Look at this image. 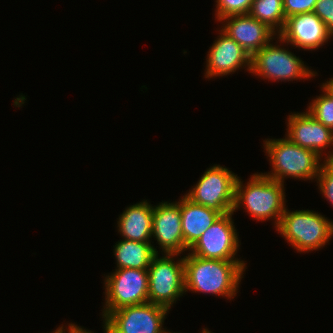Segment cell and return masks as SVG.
I'll return each instance as SVG.
<instances>
[{
  "instance_id": "29",
  "label": "cell",
  "mask_w": 333,
  "mask_h": 333,
  "mask_svg": "<svg viewBox=\"0 0 333 333\" xmlns=\"http://www.w3.org/2000/svg\"><path fill=\"white\" fill-rule=\"evenodd\" d=\"M161 333H171V332L163 330Z\"/></svg>"
},
{
  "instance_id": "26",
  "label": "cell",
  "mask_w": 333,
  "mask_h": 333,
  "mask_svg": "<svg viewBox=\"0 0 333 333\" xmlns=\"http://www.w3.org/2000/svg\"><path fill=\"white\" fill-rule=\"evenodd\" d=\"M322 89L333 98V77L326 81V83H323Z\"/></svg>"
},
{
  "instance_id": "4",
  "label": "cell",
  "mask_w": 333,
  "mask_h": 333,
  "mask_svg": "<svg viewBox=\"0 0 333 333\" xmlns=\"http://www.w3.org/2000/svg\"><path fill=\"white\" fill-rule=\"evenodd\" d=\"M276 230L298 252L318 250L333 236V221L313 210L287 211Z\"/></svg>"
},
{
  "instance_id": "13",
  "label": "cell",
  "mask_w": 333,
  "mask_h": 333,
  "mask_svg": "<svg viewBox=\"0 0 333 333\" xmlns=\"http://www.w3.org/2000/svg\"><path fill=\"white\" fill-rule=\"evenodd\" d=\"M207 54L206 78L229 75L247 67L251 71V56L222 29Z\"/></svg>"
},
{
  "instance_id": "5",
  "label": "cell",
  "mask_w": 333,
  "mask_h": 333,
  "mask_svg": "<svg viewBox=\"0 0 333 333\" xmlns=\"http://www.w3.org/2000/svg\"><path fill=\"white\" fill-rule=\"evenodd\" d=\"M158 255L153 257L148 267V299L170 309L185 293L184 256L175 262L174 256L180 254Z\"/></svg>"
},
{
  "instance_id": "15",
  "label": "cell",
  "mask_w": 333,
  "mask_h": 333,
  "mask_svg": "<svg viewBox=\"0 0 333 333\" xmlns=\"http://www.w3.org/2000/svg\"><path fill=\"white\" fill-rule=\"evenodd\" d=\"M287 138L303 148L315 151L320 157L327 147H333V131L317 121L308 111L288 116Z\"/></svg>"
},
{
  "instance_id": "16",
  "label": "cell",
  "mask_w": 333,
  "mask_h": 333,
  "mask_svg": "<svg viewBox=\"0 0 333 333\" xmlns=\"http://www.w3.org/2000/svg\"><path fill=\"white\" fill-rule=\"evenodd\" d=\"M180 212L185 251L221 216L215 210L193 203L185 195L180 199Z\"/></svg>"
},
{
  "instance_id": "21",
  "label": "cell",
  "mask_w": 333,
  "mask_h": 333,
  "mask_svg": "<svg viewBox=\"0 0 333 333\" xmlns=\"http://www.w3.org/2000/svg\"><path fill=\"white\" fill-rule=\"evenodd\" d=\"M324 162L321 163L319 174L316 177L317 183H319V190L322 195L333 206V151H329Z\"/></svg>"
},
{
  "instance_id": "23",
  "label": "cell",
  "mask_w": 333,
  "mask_h": 333,
  "mask_svg": "<svg viewBox=\"0 0 333 333\" xmlns=\"http://www.w3.org/2000/svg\"><path fill=\"white\" fill-rule=\"evenodd\" d=\"M313 12L324 22L333 36V0H317Z\"/></svg>"
},
{
  "instance_id": "25",
  "label": "cell",
  "mask_w": 333,
  "mask_h": 333,
  "mask_svg": "<svg viewBox=\"0 0 333 333\" xmlns=\"http://www.w3.org/2000/svg\"><path fill=\"white\" fill-rule=\"evenodd\" d=\"M66 331H68V333H92L91 331H87L86 329H83L82 327L75 325L74 323H69L68 328L65 329L62 326V333H65Z\"/></svg>"
},
{
  "instance_id": "19",
  "label": "cell",
  "mask_w": 333,
  "mask_h": 333,
  "mask_svg": "<svg viewBox=\"0 0 333 333\" xmlns=\"http://www.w3.org/2000/svg\"><path fill=\"white\" fill-rule=\"evenodd\" d=\"M248 14L266 24L276 34L283 30L286 22L283 0H253Z\"/></svg>"
},
{
  "instance_id": "27",
  "label": "cell",
  "mask_w": 333,
  "mask_h": 333,
  "mask_svg": "<svg viewBox=\"0 0 333 333\" xmlns=\"http://www.w3.org/2000/svg\"><path fill=\"white\" fill-rule=\"evenodd\" d=\"M53 333H62V326H59Z\"/></svg>"
},
{
  "instance_id": "11",
  "label": "cell",
  "mask_w": 333,
  "mask_h": 333,
  "mask_svg": "<svg viewBox=\"0 0 333 333\" xmlns=\"http://www.w3.org/2000/svg\"><path fill=\"white\" fill-rule=\"evenodd\" d=\"M277 36L280 43H290L293 47L303 50L318 49L332 37L324 22L314 12L286 18L283 30Z\"/></svg>"
},
{
  "instance_id": "2",
  "label": "cell",
  "mask_w": 333,
  "mask_h": 333,
  "mask_svg": "<svg viewBox=\"0 0 333 333\" xmlns=\"http://www.w3.org/2000/svg\"><path fill=\"white\" fill-rule=\"evenodd\" d=\"M242 182L237 177L232 212L243 205L256 220L265 221L274 218L277 228L286 206L284 184L258 172L251 176L247 185H243Z\"/></svg>"
},
{
  "instance_id": "10",
  "label": "cell",
  "mask_w": 333,
  "mask_h": 333,
  "mask_svg": "<svg viewBox=\"0 0 333 333\" xmlns=\"http://www.w3.org/2000/svg\"><path fill=\"white\" fill-rule=\"evenodd\" d=\"M233 214L228 212L221 215L189 249L190 254L204 259L241 261L235 258L240 245L233 225Z\"/></svg>"
},
{
  "instance_id": "28",
  "label": "cell",
  "mask_w": 333,
  "mask_h": 333,
  "mask_svg": "<svg viewBox=\"0 0 333 333\" xmlns=\"http://www.w3.org/2000/svg\"><path fill=\"white\" fill-rule=\"evenodd\" d=\"M201 333H211V331H209L208 329H204V330H202V332Z\"/></svg>"
},
{
  "instance_id": "17",
  "label": "cell",
  "mask_w": 333,
  "mask_h": 333,
  "mask_svg": "<svg viewBox=\"0 0 333 333\" xmlns=\"http://www.w3.org/2000/svg\"><path fill=\"white\" fill-rule=\"evenodd\" d=\"M153 210L147 200L127 207L117 221L123 239L151 243Z\"/></svg>"
},
{
  "instance_id": "12",
  "label": "cell",
  "mask_w": 333,
  "mask_h": 333,
  "mask_svg": "<svg viewBox=\"0 0 333 333\" xmlns=\"http://www.w3.org/2000/svg\"><path fill=\"white\" fill-rule=\"evenodd\" d=\"M152 236L162 248V253L181 254L185 251L180 200L175 203L160 202L154 206Z\"/></svg>"
},
{
  "instance_id": "9",
  "label": "cell",
  "mask_w": 333,
  "mask_h": 333,
  "mask_svg": "<svg viewBox=\"0 0 333 333\" xmlns=\"http://www.w3.org/2000/svg\"><path fill=\"white\" fill-rule=\"evenodd\" d=\"M169 309L151 302L122 307L104 319L107 333H161Z\"/></svg>"
},
{
  "instance_id": "20",
  "label": "cell",
  "mask_w": 333,
  "mask_h": 333,
  "mask_svg": "<svg viewBox=\"0 0 333 333\" xmlns=\"http://www.w3.org/2000/svg\"><path fill=\"white\" fill-rule=\"evenodd\" d=\"M323 92L309 103L307 110L317 121L333 131V98L324 90Z\"/></svg>"
},
{
  "instance_id": "22",
  "label": "cell",
  "mask_w": 333,
  "mask_h": 333,
  "mask_svg": "<svg viewBox=\"0 0 333 333\" xmlns=\"http://www.w3.org/2000/svg\"><path fill=\"white\" fill-rule=\"evenodd\" d=\"M216 19L231 15L248 14L253 0H216Z\"/></svg>"
},
{
  "instance_id": "18",
  "label": "cell",
  "mask_w": 333,
  "mask_h": 333,
  "mask_svg": "<svg viewBox=\"0 0 333 333\" xmlns=\"http://www.w3.org/2000/svg\"><path fill=\"white\" fill-rule=\"evenodd\" d=\"M117 269H148L151 260L158 253L151 243L123 239L114 246Z\"/></svg>"
},
{
  "instance_id": "3",
  "label": "cell",
  "mask_w": 333,
  "mask_h": 333,
  "mask_svg": "<svg viewBox=\"0 0 333 333\" xmlns=\"http://www.w3.org/2000/svg\"><path fill=\"white\" fill-rule=\"evenodd\" d=\"M263 145L272 165L271 173H262L267 178L284 184L286 177L313 180L318 176L321 157L315 151L298 146L287 137L266 139Z\"/></svg>"
},
{
  "instance_id": "14",
  "label": "cell",
  "mask_w": 333,
  "mask_h": 333,
  "mask_svg": "<svg viewBox=\"0 0 333 333\" xmlns=\"http://www.w3.org/2000/svg\"><path fill=\"white\" fill-rule=\"evenodd\" d=\"M222 21L225 22L222 30L251 57L277 35L266 24L249 14L227 16L220 20Z\"/></svg>"
},
{
  "instance_id": "1",
  "label": "cell",
  "mask_w": 333,
  "mask_h": 333,
  "mask_svg": "<svg viewBox=\"0 0 333 333\" xmlns=\"http://www.w3.org/2000/svg\"><path fill=\"white\" fill-rule=\"evenodd\" d=\"M246 269L245 262L184 256L185 292L187 290L216 296L235 297Z\"/></svg>"
},
{
  "instance_id": "8",
  "label": "cell",
  "mask_w": 333,
  "mask_h": 333,
  "mask_svg": "<svg viewBox=\"0 0 333 333\" xmlns=\"http://www.w3.org/2000/svg\"><path fill=\"white\" fill-rule=\"evenodd\" d=\"M264 79L272 81H293L316 76L288 49L270 42L251 57V71Z\"/></svg>"
},
{
  "instance_id": "24",
  "label": "cell",
  "mask_w": 333,
  "mask_h": 333,
  "mask_svg": "<svg viewBox=\"0 0 333 333\" xmlns=\"http://www.w3.org/2000/svg\"><path fill=\"white\" fill-rule=\"evenodd\" d=\"M317 0H283L285 17L313 12Z\"/></svg>"
},
{
  "instance_id": "7",
  "label": "cell",
  "mask_w": 333,
  "mask_h": 333,
  "mask_svg": "<svg viewBox=\"0 0 333 333\" xmlns=\"http://www.w3.org/2000/svg\"><path fill=\"white\" fill-rule=\"evenodd\" d=\"M237 177L226 167L214 165L204 172L196 186L185 196L193 203L224 215L233 210Z\"/></svg>"
},
{
  "instance_id": "6",
  "label": "cell",
  "mask_w": 333,
  "mask_h": 333,
  "mask_svg": "<svg viewBox=\"0 0 333 333\" xmlns=\"http://www.w3.org/2000/svg\"><path fill=\"white\" fill-rule=\"evenodd\" d=\"M105 306L102 317L126 306L149 302L148 269H115L105 280Z\"/></svg>"
}]
</instances>
